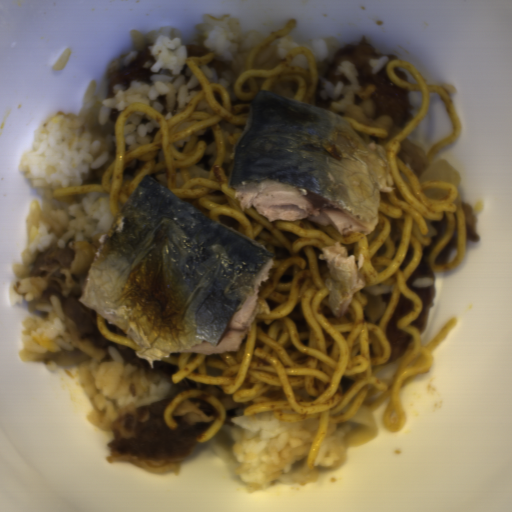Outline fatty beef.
<instances>
[{"mask_svg":"<svg viewBox=\"0 0 512 512\" xmlns=\"http://www.w3.org/2000/svg\"><path fill=\"white\" fill-rule=\"evenodd\" d=\"M153 64L150 43L130 48L114 58L107 71L106 99L113 95L117 85H129L133 80L151 84Z\"/></svg>","mask_w":512,"mask_h":512,"instance_id":"obj_4","label":"fatty beef"},{"mask_svg":"<svg viewBox=\"0 0 512 512\" xmlns=\"http://www.w3.org/2000/svg\"><path fill=\"white\" fill-rule=\"evenodd\" d=\"M187 60L188 58H196L201 56L211 55V51L207 49L205 46L196 44V43H188L186 46Z\"/></svg>","mask_w":512,"mask_h":512,"instance_id":"obj_10","label":"fatty beef"},{"mask_svg":"<svg viewBox=\"0 0 512 512\" xmlns=\"http://www.w3.org/2000/svg\"><path fill=\"white\" fill-rule=\"evenodd\" d=\"M448 223L446 216H441L434 236L430 243L421 251L417 266L406 278V285L411 288L420 303L421 313L418 315L415 321V331L420 337L426 330L428 325L429 313L433 304L435 291L433 286H420L417 285L416 281L419 278H434L435 272L429 268L428 257L435 251L441 239L446 233Z\"/></svg>","mask_w":512,"mask_h":512,"instance_id":"obj_5","label":"fatty beef"},{"mask_svg":"<svg viewBox=\"0 0 512 512\" xmlns=\"http://www.w3.org/2000/svg\"><path fill=\"white\" fill-rule=\"evenodd\" d=\"M412 307V300L398 296L397 302L386 318L384 333L389 341L390 352L386 364H393L402 359L410 349V338L398 326L400 320Z\"/></svg>","mask_w":512,"mask_h":512,"instance_id":"obj_6","label":"fatty beef"},{"mask_svg":"<svg viewBox=\"0 0 512 512\" xmlns=\"http://www.w3.org/2000/svg\"><path fill=\"white\" fill-rule=\"evenodd\" d=\"M398 59L390 53H383L364 35L340 46L328 57L315 64L316 81L327 78L347 83L349 80L340 73L339 65L351 60L357 69V75L363 83L373 84V111L396 124L397 132L402 131L414 115L411 88L403 87L390 80L387 64Z\"/></svg>","mask_w":512,"mask_h":512,"instance_id":"obj_3","label":"fatty beef"},{"mask_svg":"<svg viewBox=\"0 0 512 512\" xmlns=\"http://www.w3.org/2000/svg\"><path fill=\"white\" fill-rule=\"evenodd\" d=\"M460 205L467 230V241L476 243L477 241H479L480 237L476 230L478 220L475 214L474 206L464 202H460Z\"/></svg>","mask_w":512,"mask_h":512,"instance_id":"obj_8","label":"fatty beef"},{"mask_svg":"<svg viewBox=\"0 0 512 512\" xmlns=\"http://www.w3.org/2000/svg\"><path fill=\"white\" fill-rule=\"evenodd\" d=\"M426 152L408 137L403 142L400 150V157L404 164L412 168L419 179L425 170L431 165Z\"/></svg>","mask_w":512,"mask_h":512,"instance_id":"obj_7","label":"fatty beef"},{"mask_svg":"<svg viewBox=\"0 0 512 512\" xmlns=\"http://www.w3.org/2000/svg\"><path fill=\"white\" fill-rule=\"evenodd\" d=\"M98 245L88 238L39 250L26 277L32 291L43 299L55 296L62 310L72 352L55 360L63 367L111 361L107 349L115 348L133 366L173 376L175 368L168 359L154 361L152 368L148 360L135 356L137 349L109 340L98 327L97 314L78 300Z\"/></svg>","mask_w":512,"mask_h":512,"instance_id":"obj_2","label":"fatty beef"},{"mask_svg":"<svg viewBox=\"0 0 512 512\" xmlns=\"http://www.w3.org/2000/svg\"><path fill=\"white\" fill-rule=\"evenodd\" d=\"M100 319H101L102 323L110 329L112 334L117 335L119 337H130L122 328L104 320L101 317H100Z\"/></svg>","mask_w":512,"mask_h":512,"instance_id":"obj_11","label":"fatty beef"},{"mask_svg":"<svg viewBox=\"0 0 512 512\" xmlns=\"http://www.w3.org/2000/svg\"><path fill=\"white\" fill-rule=\"evenodd\" d=\"M184 390H200L222 405L226 414L222 425L231 427L245 415L240 402L223 391L189 380L175 381L166 398L143 407L126 406L116 411L107 442V464L125 461L149 471L178 474L185 456L197 449V438L217 417L216 405L203 398L185 399L172 412L177 425L169 428L166 412L171 400Z\"/></svg>","mask_w":512,"mask_h":512,"instance_id":"obj_1","label":"fatty beef"},{"mask_svg":"<svg viewBox=\"0 0 512 512\" xmlns=\"http://www.w3.org/2000/svg\"><path fill=\"white\" fill-rule=\"evenodd\" d=\"M457 251V235L456 230L454 231L449 243L443 247L434 259V264L446 265L453 260Z\"/></svg>","mask_w":512,"mask_h":512,"instance_id":"obj_9","label":"fatty beef"}]
</instances>
